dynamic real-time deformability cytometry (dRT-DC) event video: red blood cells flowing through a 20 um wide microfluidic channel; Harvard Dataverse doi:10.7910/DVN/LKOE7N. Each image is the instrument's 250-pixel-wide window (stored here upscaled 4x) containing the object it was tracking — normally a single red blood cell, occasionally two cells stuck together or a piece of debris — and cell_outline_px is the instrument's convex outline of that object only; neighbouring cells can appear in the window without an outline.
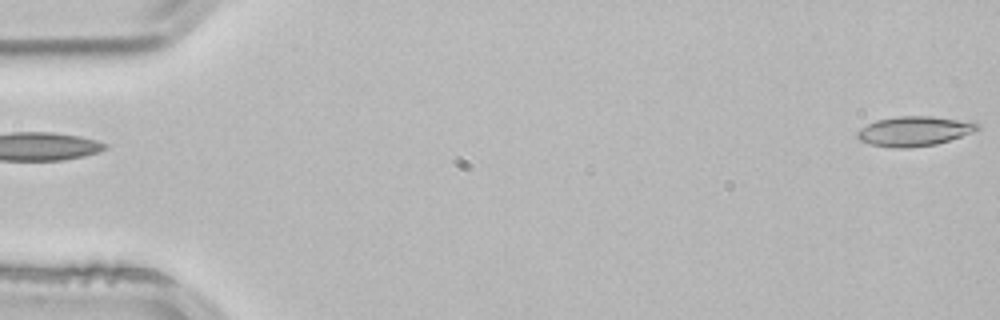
{"species": "common noctule bat (a hibernating species)", "species_latin": "Nyctalus noctula", "temperature_condition": "room temperature", "stored_images_in_passage": 4, "camera_frame_rate_fps": 3000, "um_per_image_px": 0.085, "animal": {"sex": "male", "body_mass_g": 21.5, "forearm_length_mm": 52.0}, "frame": {"image": 1, "passage_image": 1, "time_ms": 0.0, "image_size_px": [1000, 320], "cell_outline_px": [[980, 128], [972, 132], [936, 144], [912, 148], [892, 148], [868, 144], [860, 140], [856, 136], [856, 132], [860, 128], [876, 120], [900, 116], [932, 116], [976, 120], [980, 124]], "centroid_in_image_um": [77.75, 11.14], "position_along_channel_um": 7.3, "area_um2": 21.21}}
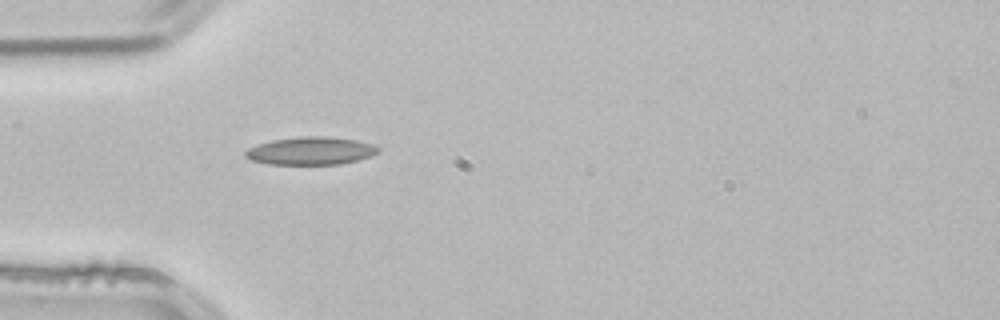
{"frame": {"image": 2, "passage_image": 4, "time_ms": 1.0, "image_size_px": [1000, 320], "cell_outline_px": [[380, 152], [372, 156], [340, 164], [268, 164], [252, 160], [244, 156], [244, 152], [248, 148], [272, 140], [300, 136], [328, 136], [356, 140], [372, 144], [380, 148]], "centroid_in_image_um": [26.43, 12.82], "position_along_channel_um": 58.6, "area_um2": 21.56}}